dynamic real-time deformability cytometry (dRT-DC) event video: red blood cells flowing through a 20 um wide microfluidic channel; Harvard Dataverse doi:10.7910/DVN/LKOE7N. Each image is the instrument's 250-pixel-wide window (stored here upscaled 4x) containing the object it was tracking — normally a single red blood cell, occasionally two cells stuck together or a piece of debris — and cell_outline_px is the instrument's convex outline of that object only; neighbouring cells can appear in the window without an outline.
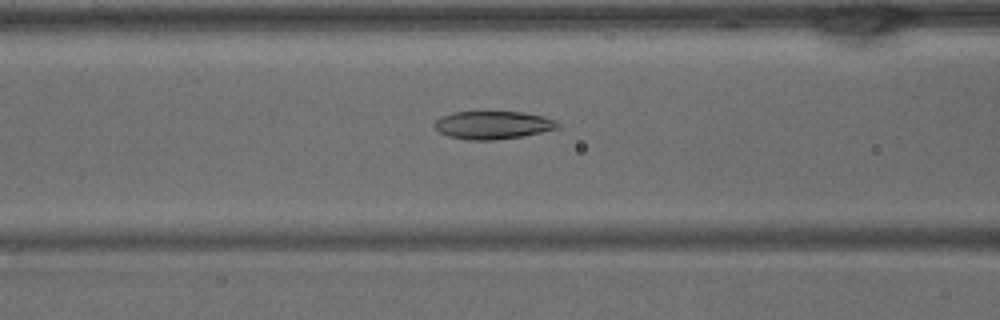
{"species": "common noctule bat (a hibernating species)", "species_latin": "Nyctalus noctula", "temperature_condition": "warm", "stored_images_in_passage": 26, "camera_frame_rate_fps": 3000, "um_per_image_px": 0.085, "animal": {"sex": "male", "body_mass_g": 15.6}, "frame": {"image": 1, "passage_image": 7, "time_ms": 2.0, "image_size_px": [1000, 320], "cell_outline_px": [[560, 128], [520, 136], [492, 140], [468, 140], [448, 136], [440, 132], [432, 124], [440, 116], [452, 112], [524, 112], [544, 116], [556, 120], [560, 124]], "centroid_in_image_um": [41.89, 10.62], "position_along_channel_um": 124.7, "area_um2": 20.11}}
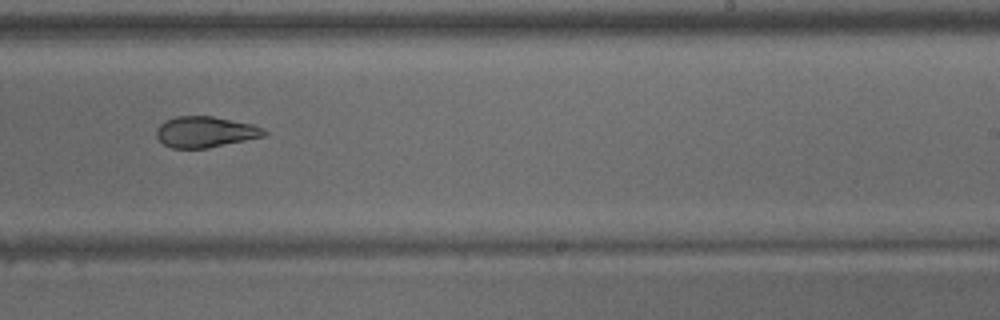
{"frame": {"image": 2, "passage_image": 16, "time_ms": 5.0, "image_size_px": [1000, 320], "cell_outline_px": [[268, 132], [264, 136], [208, 148], [172, 148], [164, 144], [156, 136], [156, 128], [160, 124], [176, 116], [212, 116], [252, 124], [264, 128]], "centroid_in_image_um": [17.45, 11.21], "position_along_channel_um": 271.5, "area_um2": 19.31}}
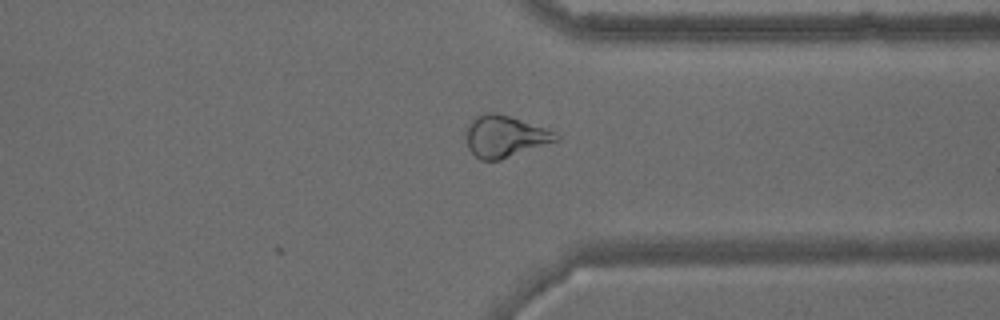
{"frame": {"image": 3, "passage_image": 22, "time_ms": 7.0, "image_size_px": [1000, 320], "cell_outline_px": [[560, 140], [500, 160], [480, 160], [468, 148], [464, 136], [464, 132], [468, 124], [476, 116], [484, 112], [496, 112], [512, 116], [556, 132], [560, 136]], "centroid_in_image_um": [42.9, 11.58], "position_along_channel_um": 368.5, "area_um2": 22.2}}